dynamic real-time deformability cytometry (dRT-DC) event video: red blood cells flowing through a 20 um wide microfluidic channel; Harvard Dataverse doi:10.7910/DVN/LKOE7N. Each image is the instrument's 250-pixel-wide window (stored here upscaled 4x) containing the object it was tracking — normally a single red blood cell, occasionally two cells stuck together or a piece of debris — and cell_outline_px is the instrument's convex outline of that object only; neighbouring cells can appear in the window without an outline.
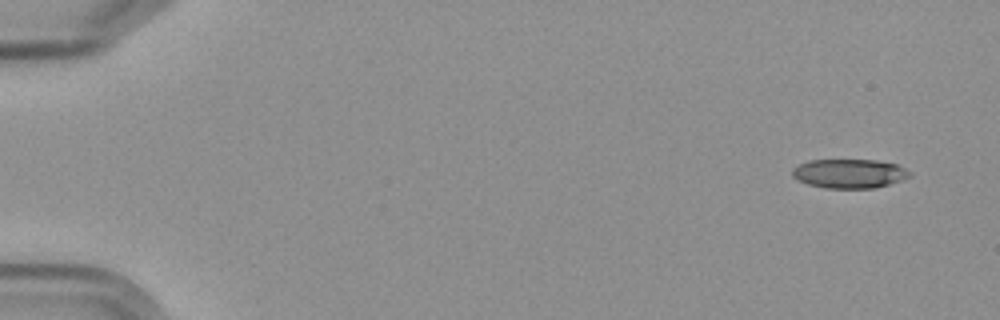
{"species": "Egyptian fruit bat (a non-hibernating species)", "species_latin": "Rousettus aegyptiacus", "temperature_condition": "cold", "stored_images_in_passage": 11, "camera_frame_rate_fps": 3000, "um_per_image_px": 0.085, "frame": {"image": 1, "passage_image": 1, "time_ms": 0.0, "image_size_px": [1000, 320], "cell_outline_px": [[912, 176], [876, 188], [824, 188], [808, 184], [796, 180], [792, 176], [792, 168], [808, 160], [876, 160], [896, 164], [912, 172]], "centroid_in_image_um": [72.17, 14.75], "position_along_channel_um": 12.8, "area_um2": 20.0}}
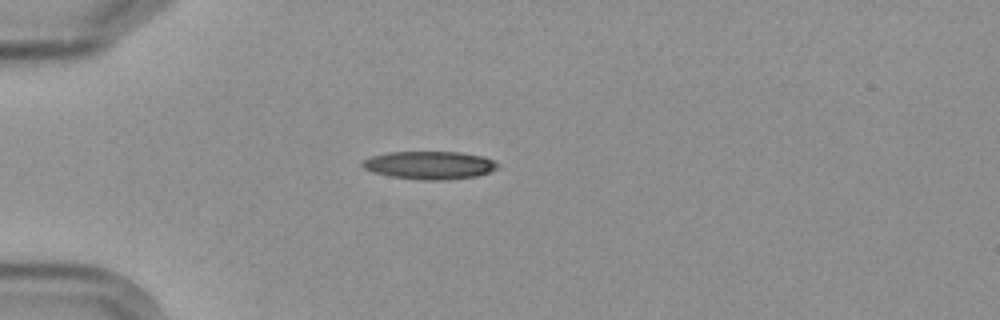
{"frame": {"image": 2, "passage_image": 4, "time_ms": 4.333, "image_size_px": [1000, 320], "cell_outline_px": [[500, 168], [476, 176], [444, 180], [420, 180], [388, 176], [372, 172], [364, 168], [360, 164], [364, 160], [372, 156], [388, 152], [460, 152], [484, 156], [500, 164]], "centroid_in_image_um": [36.52, 14.04], "position_along_channel_um": 48.5, "area_um2": 22.2}}
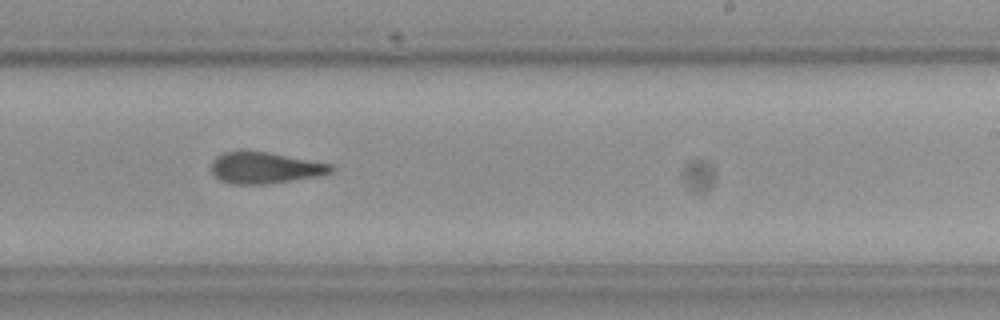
{"frame": {"image": 3, "passage_image": 10, "time_ms": 11.0, "image_size_px": [1000, 320], "cell_outline_px": [[332, 172], [316, 176], [268, 184], [232, 184], [220, 180], [212, 172], [212, 160], [216, 156], [224, 152], [268, 152], [332, 164]], "centroid_in_image_um": [22.5, 14.27], "position_along_channel_um": 266.5, "area_um2": 21.5}}